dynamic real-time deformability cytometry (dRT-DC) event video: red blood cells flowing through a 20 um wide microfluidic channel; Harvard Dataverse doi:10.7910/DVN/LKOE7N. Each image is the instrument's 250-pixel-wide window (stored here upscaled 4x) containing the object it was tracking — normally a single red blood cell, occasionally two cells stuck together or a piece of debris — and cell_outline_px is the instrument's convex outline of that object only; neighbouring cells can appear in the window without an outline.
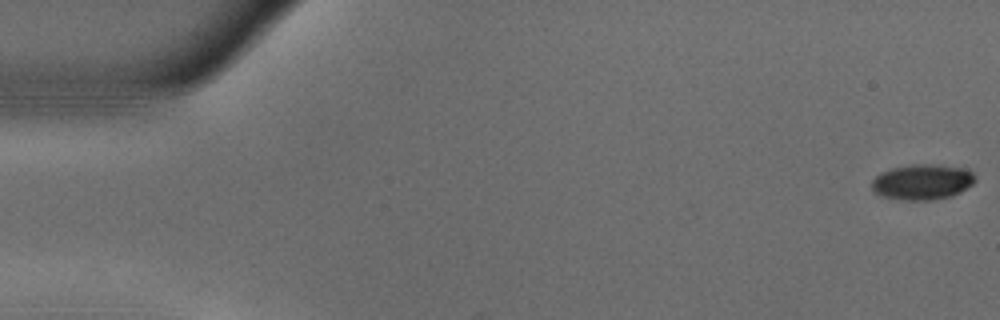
{"species": "common noctule bat (a hibernating species)", "species_latin": "Nyctalus noctula", "temperature_condition": "warm", "stored_images_in_passage": 54, "camera_frame_rate_fps": 3000, "um_per_image_px": 0.085, "animal": {"sex": "male", "body_mass_g": 18.8}, "frame": {"image": 1, "passage_image": 1, "time_ms": 0.0, "image_size_px": [1000, 320], "cell_outline_px": [[976, 180], [972, 184], [960, 192], [952, 196], [932, 200], [900, 200], [880, 196], [872, 192], [872, 180], [880, 172], [892, 168], [912, 164], [940, 164], [960, 168], [972, 172], [976, 176]], "centroid_in_image_um": [78.37, 15.47], "position_along_channel_um": 6.6, "area_um2": 21.62}}
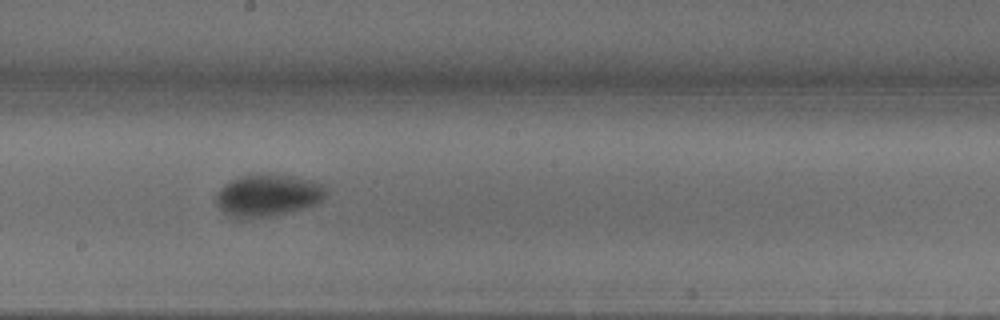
{"frame": {"image": 2, "passage_image": 30, "time_ms": 9.667, "image_size_px": [1000, 320], "cell_outline_px": [[324, 196], [320, 200], [304, 208], [268, 216], [240, 220], [228, 216], [216, 204], [216, 192], [224, 184], [240, 176], [260, 172], [276, 172], [312, 180], [324, 184]], "centroid_in_image_um": [22.7, 16.57], "position_along_channel_um": 225.5, "area_um2": 27.4}}
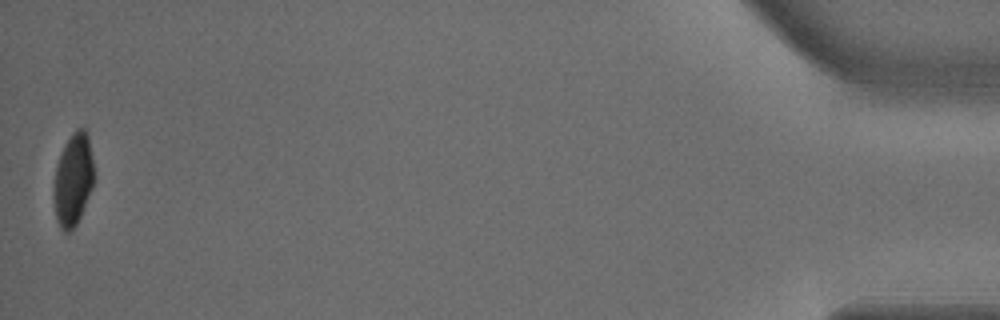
{"frame": {"image": 3, "passage_image": 54, "time_ms": 17.667, "image_size_px": [1000, 320], "cell_outline_px": [[96, 176], [92, 188], [80, 216], [76, 224], [68, 232], [64, 232], [60, 228], [56, 220], [52, 196], [52, 188], [56, 168], [64, 144], [72, 132], [76, 128], [84, 128], [88, 136]], "centroid_in_image_um": [6.21, 15.27], "position_along_channel_um": 429.0, "area_um2": 22.02}, "authors_computed_cell_mechanics": {"area_um2": 23.9292, "velocity_mm_per_s": 3.7257, "shape_relaxation_time_tau1_ms": 3.2464, "shape_relaxation_time_tau2_ms": 5.6344, "deformation_change_tau1": 0.1594, "deformation_change_tau2": 0.0427}}